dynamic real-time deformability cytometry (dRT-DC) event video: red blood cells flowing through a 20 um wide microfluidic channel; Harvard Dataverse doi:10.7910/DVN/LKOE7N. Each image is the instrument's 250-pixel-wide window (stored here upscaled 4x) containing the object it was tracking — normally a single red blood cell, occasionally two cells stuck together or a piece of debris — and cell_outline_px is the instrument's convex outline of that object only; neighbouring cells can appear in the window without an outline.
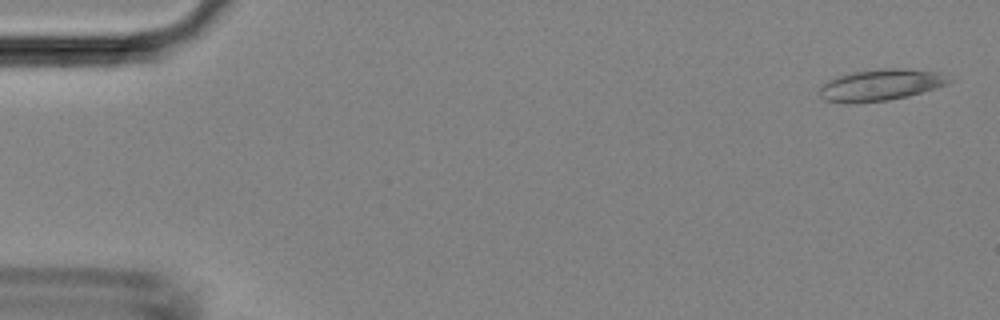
{"species": "Egyptian fruit bat (a non-hibernating species)", "species_latin": "Rousettus aegyptiacus", "temperature_condition": "room temperature", "stored_images_in_passage": 44, "camera_frame_rate_fps": 3000, "um_per_image_px": 0.085, "animal": {"sex": "female"}, "frame": {"image": 1, "passage_image": 2, "time_ms": 0.333, "image_size_px": [1000, 320], "cell_outline_px": [[956, 80], [948, 84], [936, 88], [908, 96], [888, 100], [856, 104], [848, 104], [824, 100], [816, 92], [828, 80], [836, 76], [852, 72], [880, 68], [896, 68], [940, 72]], "centroid_in_image_um": [74.85, 7.23], "position_along_channel_um": 10.2, "area_um2": 24.22}}
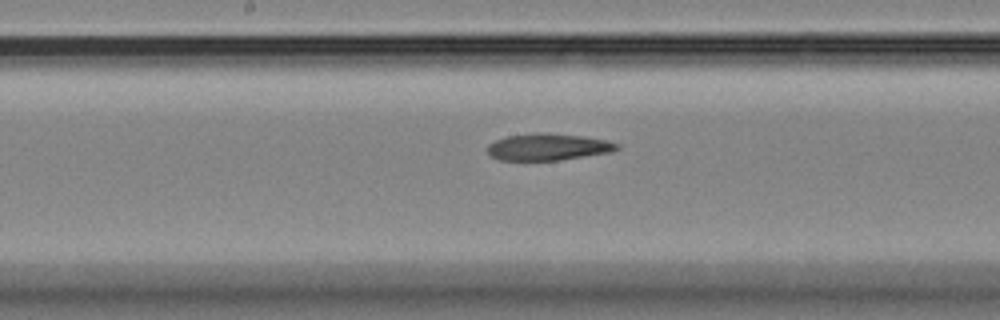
{"frame": {"image": 2, "passage_image": 24, "time_ms": 7.667, "image_size_px": [1000, 320], "cell_outline_px": [[620, 148], [612, 152], [560, 160], [496, 160], [488, 156], [488, 144], [496, 140], [508, 136], [536, 132], [544, 132], [584, 136], [608, 140], [620, 144]], "centroid_in_image_um": [46.6, 12.49], "position_along_channel_um": 201.6, "area_um2": 20.52}}
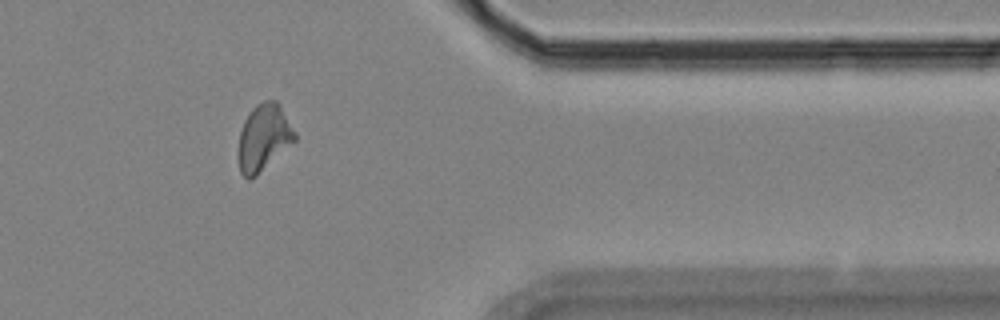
{"frame": {"image": 3, "passage_image": 38, "time_ms": 12.333, "image_size_px": [1000, 320], "cell_outline_px": [[296, 140], [252, 180], [248, 180], [240, 172], [240, 132], [244, 120], [252, 108], [256, 104], [264, 100], [276, 100], [280, 104], [296, 132]], "centroid_in_image_um": [22.45, 11.67], "position_along_channel_um": 389.0, "area_um2": 21.79}}